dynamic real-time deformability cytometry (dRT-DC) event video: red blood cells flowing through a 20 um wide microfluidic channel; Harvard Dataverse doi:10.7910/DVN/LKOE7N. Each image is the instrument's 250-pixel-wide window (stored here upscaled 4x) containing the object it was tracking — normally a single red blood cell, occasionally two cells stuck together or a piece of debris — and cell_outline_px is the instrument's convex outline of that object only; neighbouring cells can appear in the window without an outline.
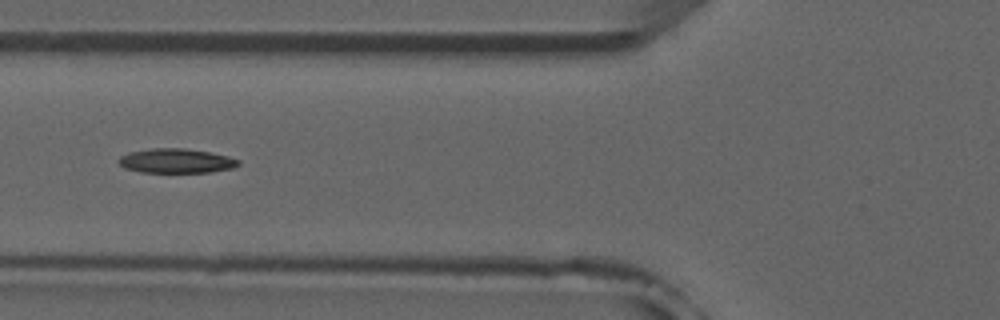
{"species": "common noctule bat (a hibernating species)", "species_latin": "Nyctalus noctula", "temperature_condition": "room temperature", "stored_images_in_passage": 7, "camera_frame_rate_fps": 3000, "um_per_image_px": 0.085, "animal": {"sex": "male", "forearm_length_mm": 52.5}, "frame": {"image": 1, "passage_image": 7, "time_ms": 7.667, "image_size_px": [1000, 320], "cell_outline_px": [[240, 164], [232, 168], [212, 172], [140, 172], [124, 168], [116, 160], [120, 156], [128, 152], [152, 148], [184, 148], [208, 152], [228, 156], [240, 160]], "centroid_in_image_um": [14.95, 13.67], "position_along_channel_um": 110.9, "area_um2": 17.11}}